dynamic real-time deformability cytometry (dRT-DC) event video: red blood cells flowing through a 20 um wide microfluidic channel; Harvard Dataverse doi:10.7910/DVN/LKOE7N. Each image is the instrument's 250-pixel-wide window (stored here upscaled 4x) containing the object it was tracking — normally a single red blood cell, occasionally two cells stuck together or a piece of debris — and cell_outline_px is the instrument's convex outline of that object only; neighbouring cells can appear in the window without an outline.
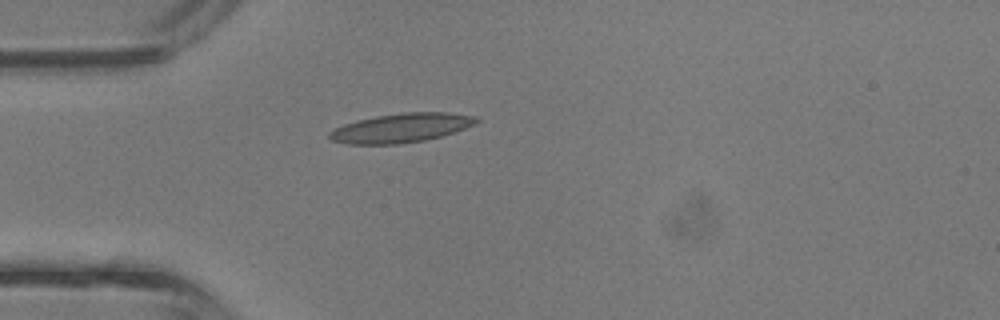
{"species": "common noctule bat (a hibernating species)", "species_latin": "Nyctalus noctula", "temperature_condition": "room temperature", "stored_images_in_passage": 3, "camera_frame_rate_fps": 3000, "um_per_image_px": 0.085, "animal": {"sex": "male", "body_mass_g": 13.3}, "frame": {"image": 1, "passage_image": 3, "time_ms": 0.667, "image_size_px": [1000, 320], "cell_outline_px": [[480, 120], [464, 128], [440, 136], [424, 140], [400, 144], [348, 144], [332, 140], [328, 136], [328, 132], [344, 124], [356, 120], [376, 116], [404, 112], [444, 112], [476, 116]], "centroid_in_image_um": [34.06, 10.87], "position_along_channel_um": 50.9, "area_um2": 24.68}}